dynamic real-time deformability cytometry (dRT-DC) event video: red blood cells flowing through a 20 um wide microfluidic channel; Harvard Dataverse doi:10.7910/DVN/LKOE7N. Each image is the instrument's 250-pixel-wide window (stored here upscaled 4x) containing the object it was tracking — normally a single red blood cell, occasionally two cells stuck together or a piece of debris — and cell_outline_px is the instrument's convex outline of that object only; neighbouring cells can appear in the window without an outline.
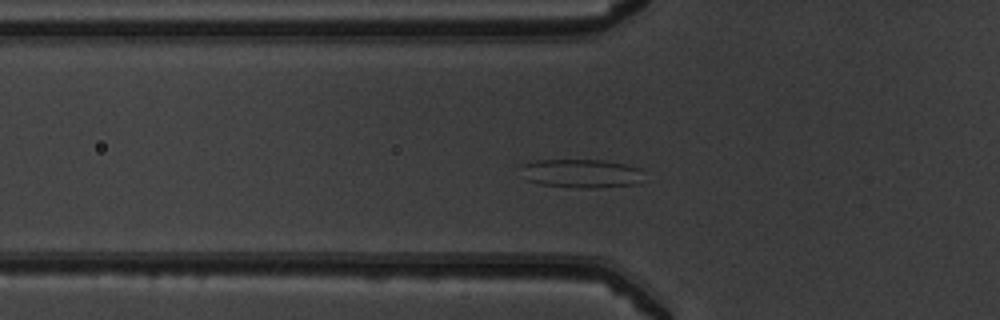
{"species": "common noctule bat (a hibernating species)", "species_latin": "Nyctalus noctula", "temperature_condition": "warm", "stored_images_in_passage": 39, "segment_of_instrument_passage": [1, 2], "camera_frame_rate_fps": 3000, "um_per_image_px": 0.085, "animal": {"sex": "male", "body_mass_g": 19.5, "forearm_length_mm": 54.6}, "frame": {"image": 1, "passage_image": 4, "time_ms": 1.0, "image_size_px": [1000, 320], "cell_outline_px": [[640, 168], [636, 184], [596, 188], [584, 188], [540, 184], [528, 180], [524, 164], [536, 160], [604, 160], [624, 164]], "centroid_in_image_um": [49.42, 14.74], "position_along_channel_um": 76.4, "area_um2": 19.77}}
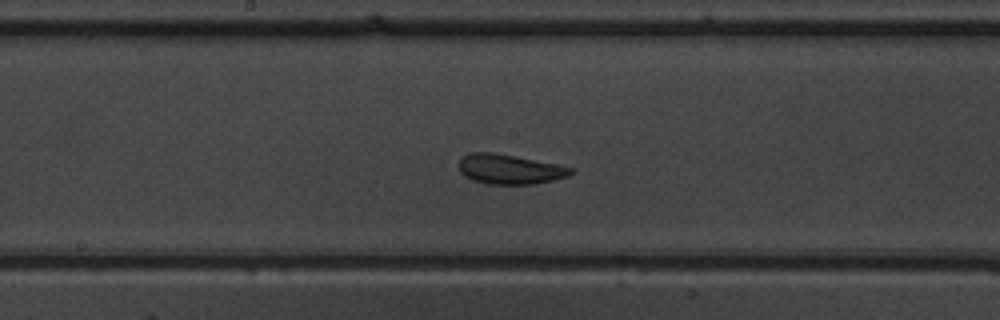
{"frame": {"image": 2, "passage_image": 14, "time_ms": 4.333, "image_size_px": [1000, 320], "cell_outline_px": [[576, 172], [568, 176], [536, 184], [488, 184], [472, 180], [464, 176], [460, 172], [460, 156], [468, 152], [492, 152], [556, 164], [576, 168]], "centroid_in_image_um": [43.32, 14.38], "position_along_channel_um": 204.9, "area_um2": 19.54}}
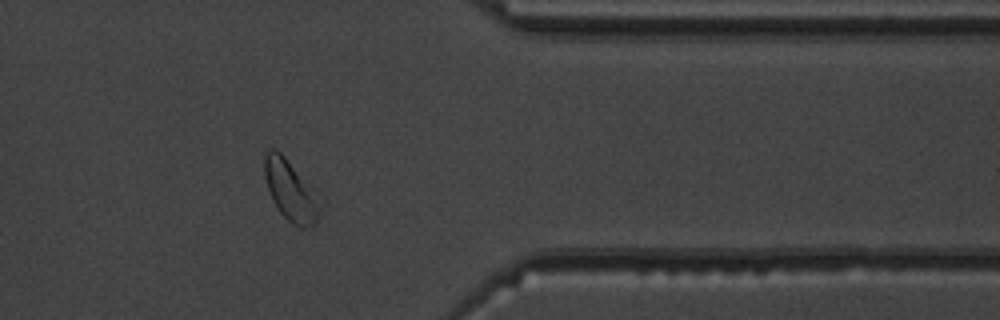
{"frame": {"image": 3, "passage_image": 29, "time_ms": 9.333, "image_size_px": [1000, 320], "cell_outline_px": [[328, 204], [316, 224], [312, 228], [296, 228], [280, 212], [268, 188], [264, 176], [264, 152], [268, 148], [272, 148], [280, 152], [320, 192]], "centroid_in_image_um": [24.87, 16.26], "position_along_channel_um": 386.5, "area_um2": 21.04}}